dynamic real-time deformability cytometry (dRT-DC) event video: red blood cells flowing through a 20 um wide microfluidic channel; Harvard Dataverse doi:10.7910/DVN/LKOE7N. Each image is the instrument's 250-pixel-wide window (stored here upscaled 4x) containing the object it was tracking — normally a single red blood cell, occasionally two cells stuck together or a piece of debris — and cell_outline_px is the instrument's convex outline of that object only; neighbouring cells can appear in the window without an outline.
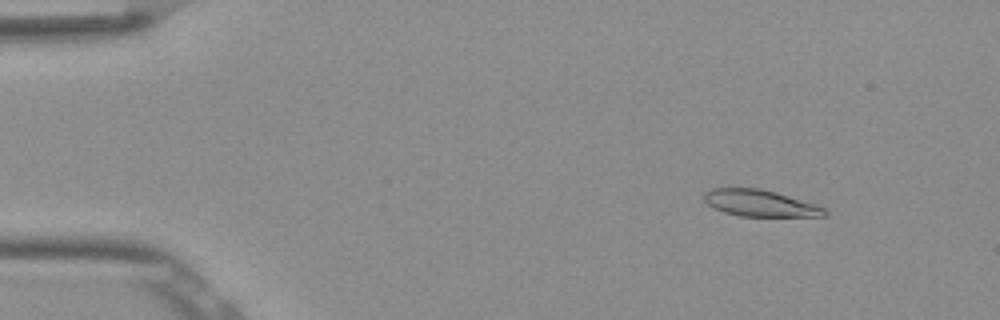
{"species": "Egyptian fruit bat (a non-hibernating species)", "species_latin": "Rousettus aegyptiacus", "temperature_condition": "room temperature", "stored_images_in_passage": 16, "camera_frame_rate_fps": 3000, "um_per_image_px": 0.085, "frame": {"image": 1, "passage_image": 7, "time_ms": 2.0, "image_size_px": [1000, 320], "cell_outline_px": [[828, 216], [740, 216], [724, 212], [712, 208], [704, 200], [704, 192], [712, 188], [760, 188], [776, 192], [816, 204], [824, 208], [828, 212]], "centroid_in_image_um": [64.6, 17.27], "position_along_channel_um": 20.4, "area_um2": 18.73}}